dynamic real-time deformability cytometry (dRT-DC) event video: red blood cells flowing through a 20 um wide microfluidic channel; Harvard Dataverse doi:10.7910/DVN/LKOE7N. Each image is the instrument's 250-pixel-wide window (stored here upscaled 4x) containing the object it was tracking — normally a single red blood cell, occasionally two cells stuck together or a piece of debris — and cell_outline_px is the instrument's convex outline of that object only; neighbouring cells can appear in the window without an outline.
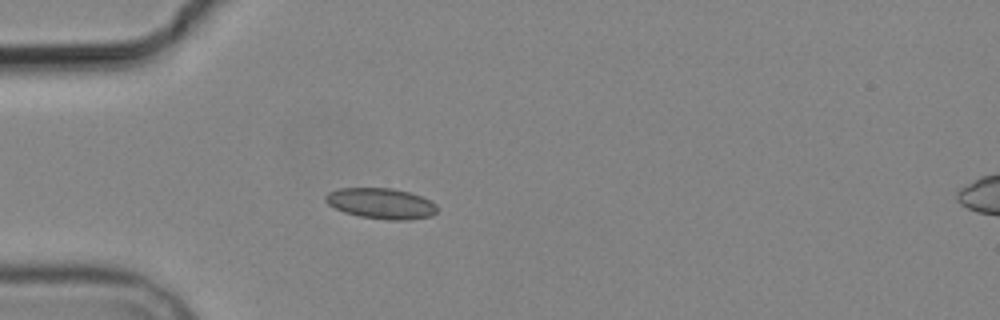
{"species": "common noctule bat (a hibernating species)", "species_latin": "Nyctalus noctula", "temperature_condition": "cold", "stored_images_in_passage": 2, "camera_frame_rate_fps": 3000, "um_per_image_px": 0.085, "animal": {"sex": "male", "body_mass_g": 19.2, "forearm_length_mm": 51.8}, "frame": {"image": 1, "passage_image": 1, "time_ms": 0.0, "image_size_px": [1000, 320], "cell_outline_px": [[436, 212], [432, 216], [408, 220], [392, 220], [360, 216], [344, 212], [328, 204], [324, 200], [324, 196], [328, 192], [340, 188], [392, 188], [408, 192], [420, 196], [436, 204]], "centroid_in_image_um": [32.37, 17.29], "position_along_channel_um": 52.6, "area_um2": 19.83}}